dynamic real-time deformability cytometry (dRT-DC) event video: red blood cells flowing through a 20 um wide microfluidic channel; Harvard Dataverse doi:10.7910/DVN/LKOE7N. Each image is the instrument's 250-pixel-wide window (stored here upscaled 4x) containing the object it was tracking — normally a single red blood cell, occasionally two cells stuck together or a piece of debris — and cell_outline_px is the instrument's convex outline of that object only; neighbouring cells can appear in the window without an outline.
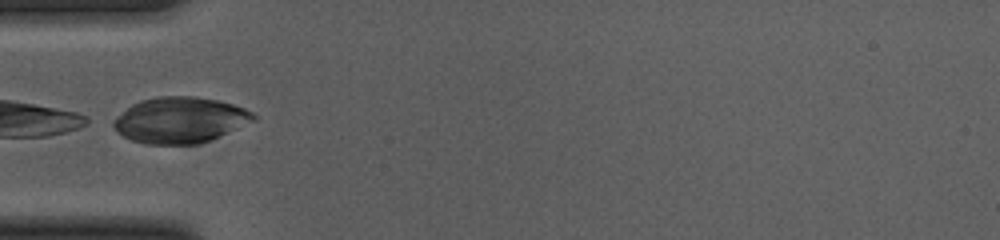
{"species": "common noctule bat (a hibernating species)", "species_latin": "Nyctalus noctula", "temperature_condition": "cold", "stored_images_in_passage": 6, "camera_frame_rate_fps": 3000, "um_per_image_px": 0.085, "animal": {"sex": "female", "body_mass_g": 23.0, "forearm_length_mm": 53.4}, "frame": {"image": 1, "passage_image": 1, "time_ms": 0.0, "image_size_px": [1000, 240], "cell_outline_px": [[256, 120], [208, 140], [196, 144], [144, 144], [132, 140], [116, 132], [112, 124], [112, 120], [132, 104], [140, 100], [156, 96], [196, 96], [216, 100], [232, 104], [244, 108], [252, 112], [256, 116]], "centroid_in_image_um": [15.26, 10.19], "position_along_channel_um": 69.7, "area_um2": 37.28}}